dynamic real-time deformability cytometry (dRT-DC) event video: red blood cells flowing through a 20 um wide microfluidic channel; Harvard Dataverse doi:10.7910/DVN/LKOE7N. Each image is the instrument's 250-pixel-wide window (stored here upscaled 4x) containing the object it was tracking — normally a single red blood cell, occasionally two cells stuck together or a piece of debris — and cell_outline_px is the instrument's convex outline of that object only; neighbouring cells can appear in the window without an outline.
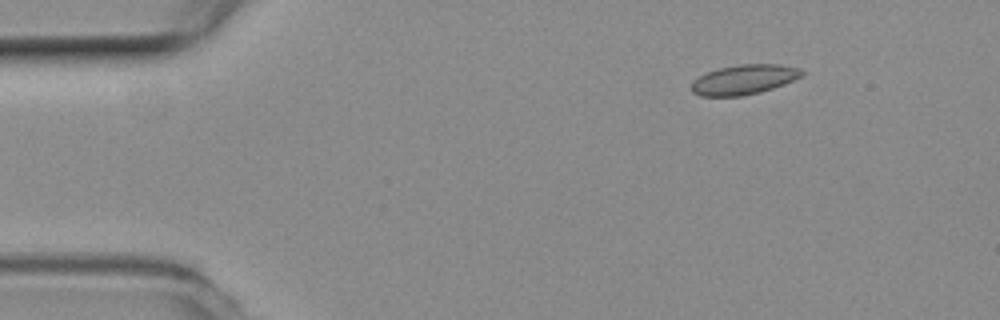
{"species": "common noctule bat (a hibernating species)", "species_latin": "Nyctalus noctula", "temperature_condition": "room temperature", "stored_images_in_passage": 5, "camera_frame_rate_fps": 3000, "um_per_image_px": 0.085, "animal": {"sex": "female", "body_mass_g": 19.3, "forearm_length_mm": 54.1}, "frame": {"image": 1, "passage_image": 1, "time_ms": 0.0, "image_size_px": [1000, 320], "cell_outline_px": [[804, 76], [784, 84], [760, 92], [740, 96], [700, 96], [692, 92], [688, 88], [692, 80], [708, 72], [720, 68], [740, 64], [780, 64], [800, 68], [804, 72]], "centroid_in_image_um": [63.23, 6.76], "position_along_channel_um": 21.8, "area_um2": 19.31}}
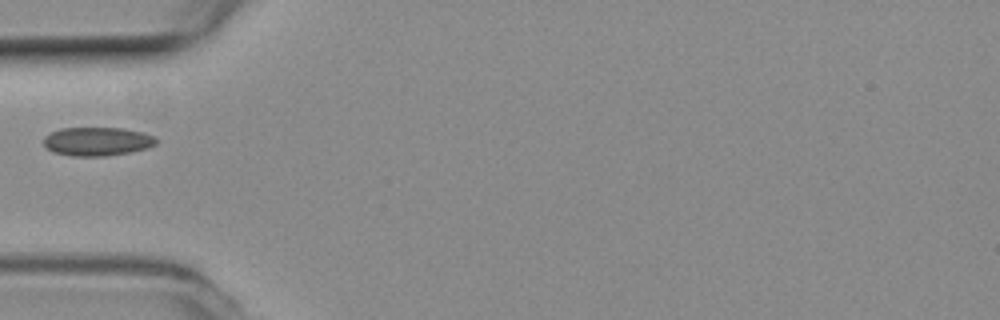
{"frame": {"image": 2, "passage_image": 4, "time_ms": 1.0, "image_size_px": [1000, 320], "cell_outline_px": [[160, 140], [156, 144], [148, 148], [128, 152], [104, 156], [72, 156], [52, 152], [44, 144], [44, 136], [60, 128], [124, 128], [144, 132], [156, 136]], "centroid_in_image_um": [8.31, 12.01], "position_along_channel_um": 76.7, "area_um2": 18.96}}
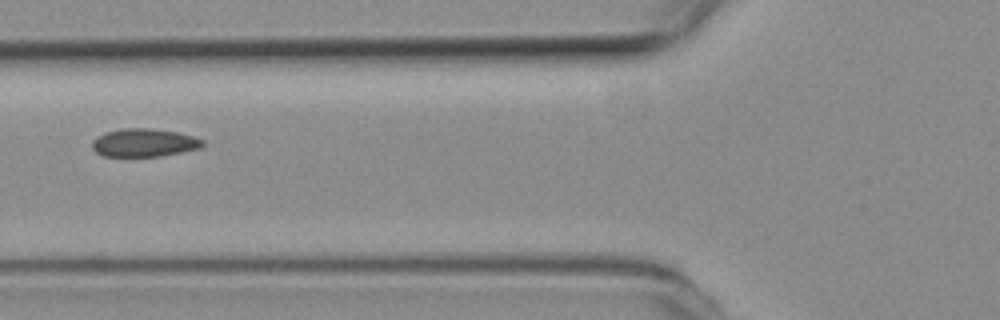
{"frame": {"image": 3, "passage_image": 5, "time_ms": 1.333, "image_size_px": [1000, 320], "cell_outline_px": [[204, 144], [200, 148], [160, 156], [104, 156], [96, 152], [92, 148], [92, 140], [96, 136], [104, 132], [120, 128], [152, 128], [176, 132], [192, 136], [204, 140]], "centroid_in_image_um": [12.2, 12.12], "position_along_channel_um": 113.6, "area_um2": 18.15}}